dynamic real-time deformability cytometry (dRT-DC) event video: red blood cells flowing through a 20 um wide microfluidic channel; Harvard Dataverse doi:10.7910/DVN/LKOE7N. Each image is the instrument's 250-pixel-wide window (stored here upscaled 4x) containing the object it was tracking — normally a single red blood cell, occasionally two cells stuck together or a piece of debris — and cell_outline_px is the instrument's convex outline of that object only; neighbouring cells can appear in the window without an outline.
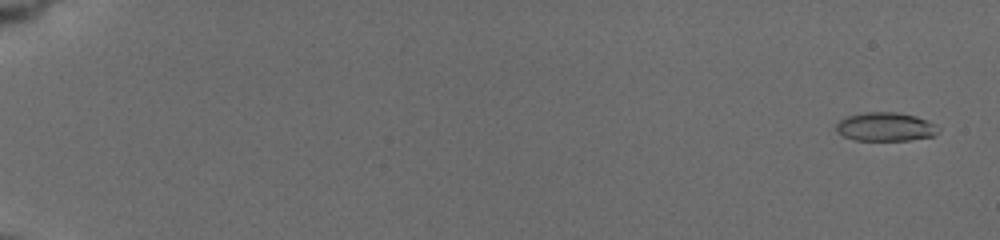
{"species": "common noctule bat (a hibernating species)", "species_latin": "Nyctalus noctula", "temperature_condition": "cold", "stored_images_in_passage": 52, "camera_frame_rate_fps": 3000, "um_per_image_px": 0.085, "animal": {"sex": "female", "body_mass_g": 19.5, "forearm_length_mm": 54.1}, "frame": {"image": 1, "passage_image": 2, "time_ms": 0.667, "image_size_px": [1000, 240], "cell_outline_px": [[940, 132], [932, 136], [908, 140], [856, 140], [844, 136], [836, 132], [836, 124], [840, 120], [848, 116], [864, 112], [896, 112], [916, 116], [940, 128]], "centroid_in_image_um": [75.24, 10.78], "position_along_channel_um": 9.8, "area_um2": 16.94}}
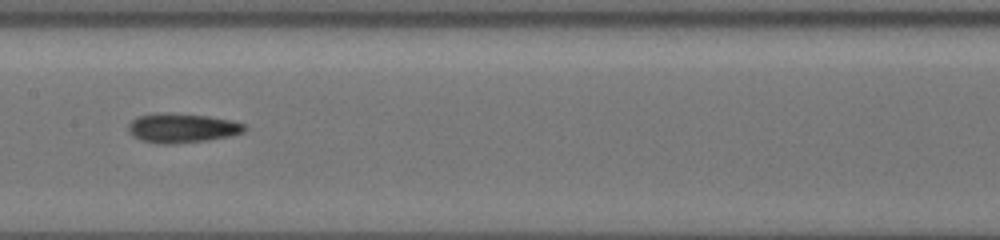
{"frame": {"image": 2, "passage_image": 23, "time_ms": 10.667, "image_size_px": [1000, 240], "cell_outline_px": [[248, 128], [244, 132], [232, 136], [208, 140], [172, 144], [156, 144], [140, 140], [132, 136], [128, 132], [128, 124], [136, 116], [164, 112], [168, 112], [208, 116], [232, 120], [244, 124]], "centroid_in_image_um": [15.46, 10.88], "position_along_channel_um": 191.9, "area_um2": 20.29}}
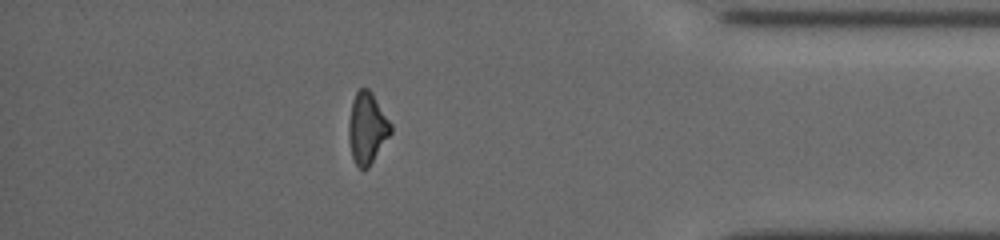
{"frame": {"image": 3, "passage_image": 45, "time_ms": 17.0, "image_size_px": [1000, 240], "cell_outline_px": [[392, 132], [368, 168], [360, 168], [356, 164], [352, 156], [348, 140], [348, 120], [352, 100], [356, 92], [360, 88], [368, 88], [372, 92], [392, 124]], "centroid_in_image_um": [31.2, 10.86], "position_along_channel_um": 404.0, "area_um2": 17.57}, "authors_computed_cell_mechanics": {"area_um2": 17.918, "velocity_mm_per_s": 3.7744, "shape_relaxation_time_tau1_ms": 4.1882, "shape_relaxation_time_tau2_ms": 6.4699, "deformation_change_tau1": 0.1351, "deformation_change_tau2": 0.1651}}